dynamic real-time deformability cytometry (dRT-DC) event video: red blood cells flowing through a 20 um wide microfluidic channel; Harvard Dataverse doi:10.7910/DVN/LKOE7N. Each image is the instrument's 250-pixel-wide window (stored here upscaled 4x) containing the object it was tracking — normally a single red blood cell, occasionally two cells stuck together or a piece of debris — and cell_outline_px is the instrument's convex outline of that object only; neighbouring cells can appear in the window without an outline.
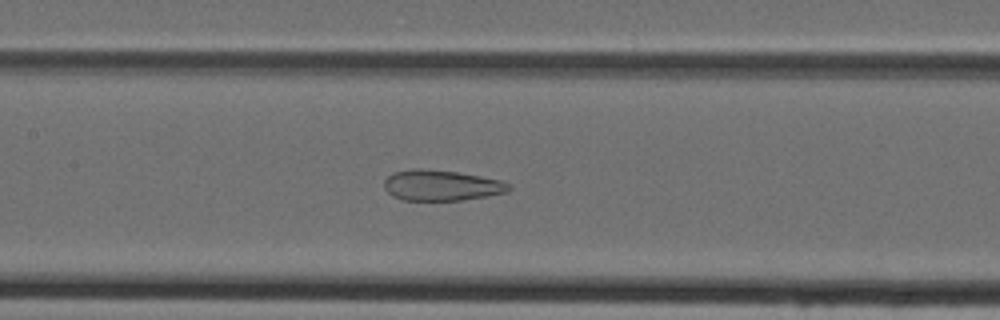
{"species": "Egyptian fruit bat (a non-hibernating species)", "species_latin": "Rousettus aegyptiacus", "temperature_condition": "cold", "stored_images_in_passage": 34, "camera_frame_rate_fps": 3000, "um_per_image_px": 0.085, "animal": {"sex": "female"}, "frame": {"image": 1, "passage_image": 15, "time_ms": 4.667, "image_size_px": [1000, 320], "cell_outline_px": [[512, 188], [508, 192], [460, 200], [404, 200], [392, 196], [384, 188], [384, 180], [392, 172], [416, 168], [420, 168], [456, 172], [480, 176], [500, 180], [512, 184]], "centroid_in_image_um": [37.51, 15.75], "position_along_channel_um": 169.9, "area_um2": 22.25}}
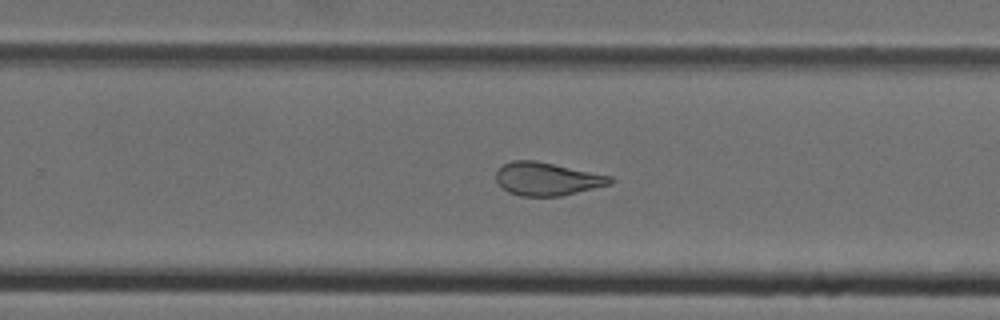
{"frame": {"image": 2, "passage_image": 23, "time_ms": 7.333, "image_size_px": [1000, 320], "cell_outline_px": [[612, 184], [560, 196], [520, 196], [508, 192], [496, 180], [496, 172], [504, 164], [512, 160], [536, 160], [612, 176]], "centroid_in_image_um": [46.5, 15.2], "position_along_channel_um": 283.3, "area_um2": 21.91}}
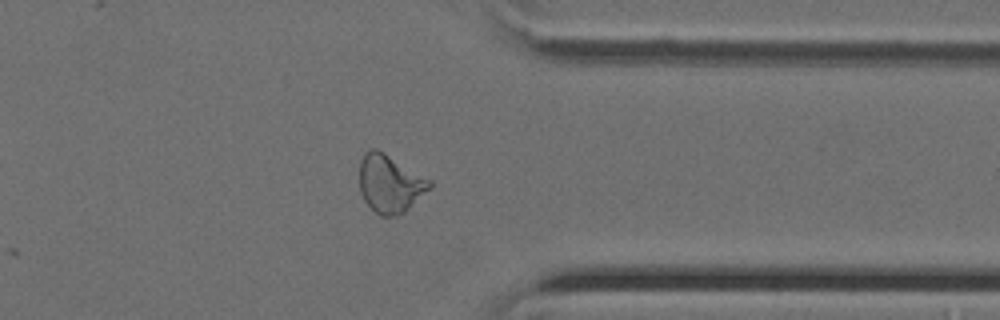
{"frame": {"image": 3, "passage_image": 30, "time_ms": 9.667, "image_size_px": [1000, 320], "cell_outline_px": [[432, 188], [404, 212], [396, 216], [380, 216], [364, 200], [360, 192], [360, 160], [364, 152], [372, 148], [376, 148], [384, 152], [432, 180]], "centroid_in_image_um": [33.16, 15.6], "position_along_channel_um": 378.2, "area_um2": 23.81}}